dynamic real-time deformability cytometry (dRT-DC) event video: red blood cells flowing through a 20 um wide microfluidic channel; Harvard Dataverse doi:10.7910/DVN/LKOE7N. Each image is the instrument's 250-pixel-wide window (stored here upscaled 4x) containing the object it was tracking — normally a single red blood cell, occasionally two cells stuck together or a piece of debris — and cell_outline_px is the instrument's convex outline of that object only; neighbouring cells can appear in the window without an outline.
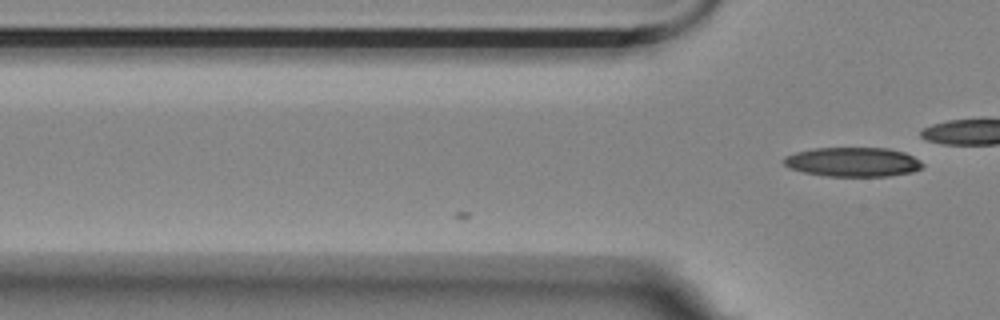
{"species": "Egyptian fruit bat (a non-hibernating species)", "species_latin": "Rousettus aegyptiacus", "temperature_condition": "room temperature", "stored_images_in_passage": 3, "camera_frame_rate_fps": 3000, "um_per_image_px": 0.085, "animal": {"sex": "female"}, "frame": {"image": 1, "passage_image": 3, "time_ms": 0.667, "image_size_px": [1000, 320], "cell_outline_px": [[924, 164], [920, 168], [912, 172], [888, 176], [824, 176], [804, 172], [788, 168], [780, 160], [784, 156], [796, 152], [812, 148], [888, 148], [904, 152], [920, 160]], "centroid_in_image_um": [72.44, 13.76], "position_along_channel_um": 53.4, "area_um2": 23.87}}